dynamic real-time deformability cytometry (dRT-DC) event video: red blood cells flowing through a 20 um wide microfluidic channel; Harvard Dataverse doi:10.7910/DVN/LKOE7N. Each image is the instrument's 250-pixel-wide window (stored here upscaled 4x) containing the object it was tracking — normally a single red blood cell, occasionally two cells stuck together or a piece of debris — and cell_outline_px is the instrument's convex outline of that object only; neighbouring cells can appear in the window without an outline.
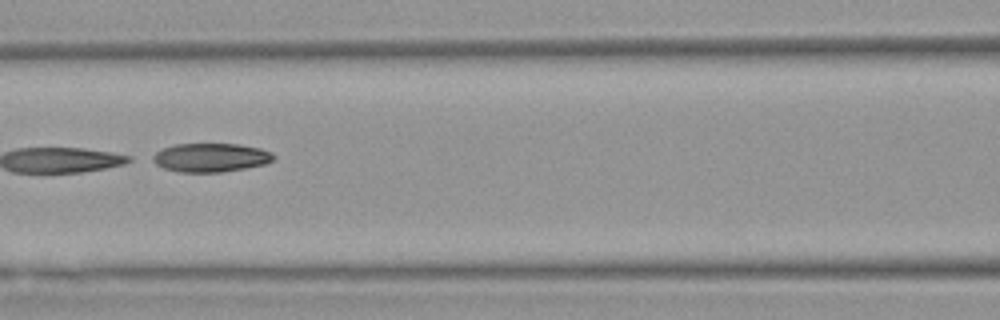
{"species": "Egyptian fruit bat (a non-hibernating species)", "species_latin": "Rousettus aegyptiacus", "temperature_condition": "warm", "stored_images_in_passage": 8, "segment_of_instrument_passage": [2, 2], "camera_frame_rate_fps": 3000, "um_per_image_px": 0.085, "animal": {"sex": "female"}, "frame": {"image": 1, "passage_image": 6, "time_ms": 1.667, "image_size_px": [1000, 320], "cell_outline_px": [[276, 156], [272, 160], [264, 164], [244, 168], [220, 172], [180, 172], [164, 168], [148, 160], [148, 156], [164, 148], [176, 144], [240, 144], [260, 148], [272, 152]], "centroid_in_image_um": [17.86, 13.39], "position_along_channel_um": 148.7, "area_um2": 20.35}}
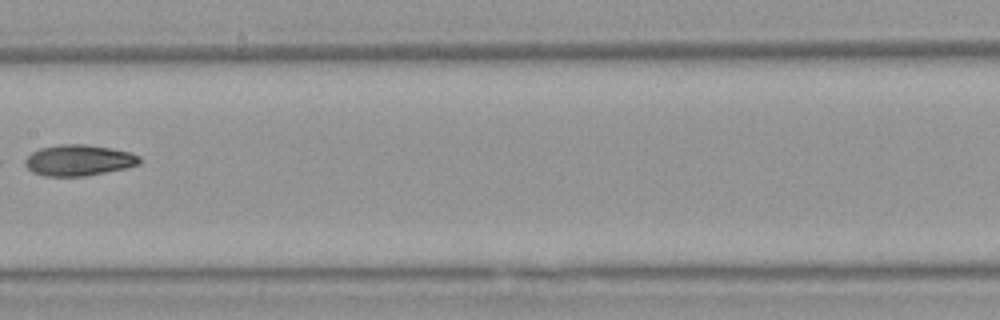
{"frame": {"image": 2, "passage_image": 7, "time_ms": 2.0, "image_size_px": [1000, 320], "cell_outline_px": [[140, 164], [128, 168], [84, 176], [44, 176], [32, 172], [24, 164], [24, 160], [32, 152], [40, 148], [60, 144], [88, 144], [132, 152], [140, 156]], "centroid_in_image_um": [6.71, 13.62], "position_along_channel_um": 200.7, "area_um2": 20.87}}